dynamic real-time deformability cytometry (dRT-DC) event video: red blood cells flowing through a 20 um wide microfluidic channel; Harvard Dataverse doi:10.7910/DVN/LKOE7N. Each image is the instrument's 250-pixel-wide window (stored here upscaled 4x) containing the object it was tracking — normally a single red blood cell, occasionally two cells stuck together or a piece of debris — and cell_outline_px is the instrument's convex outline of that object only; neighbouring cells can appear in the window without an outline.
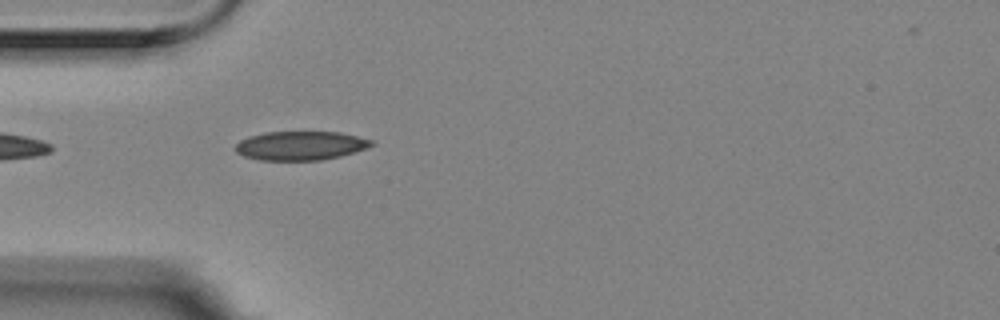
{"species": "Egyptian fruit bat (a non-hibernating species)", "species_latin": "Rousettus aegyptiacus", "temperature_condition": "room temperature", "stored_images_in_passage": 5, "camera_frame_rate_fps": 3000, "um_per_image_px": 0.085, "animal": {"sex": "female"}, "frame": {"image": 1, "passage_image": 5, "time_ms": 1.333, "image_size_px": [1000, 320], "cell_outline_px": [[376, 144], [340, 156], [320, 160], [260, 160], [244, 156], [236, 152], [236, 144], [240, 140], [248, 136], [264, 132], [340, 132], [372, 140]], "centroid_in_image_um": [25.51, 12.37], "position_along_channel_um": 59.5, "area_um2": 22.77}}